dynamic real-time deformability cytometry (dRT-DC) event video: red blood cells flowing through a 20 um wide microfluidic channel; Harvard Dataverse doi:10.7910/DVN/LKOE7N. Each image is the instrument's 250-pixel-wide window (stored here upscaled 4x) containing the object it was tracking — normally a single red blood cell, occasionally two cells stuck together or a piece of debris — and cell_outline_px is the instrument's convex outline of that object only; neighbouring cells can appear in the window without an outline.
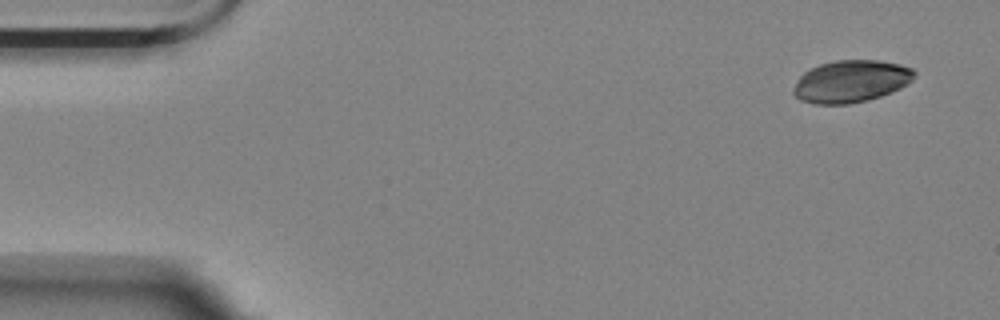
{"species": "Egyptian fruit bat (a non-hibernating species)", "species_latin": "Rousettus aegyptiacus", "temperature_condition": "room temperature", "stored_images_in_passage": 54, "camera_frame_rate_fps": 3000, "um_per_image_px": 0.085, "animal": {"sex": "female"}, "frame": {"image": 1, "passage_image": 1, "time_ms": 0.0, "image_size_px": [1000, 320], "cell_outline_px": [[916, 76], [908, 84], [892, 92], [868, 100], [848, 104], [816, 104], [800, 100], [792, 92], [792, 88], [800, 76], [804, 72], [820, 64], [836, 60], [880, 60], [900, 64], [912, 68], [916, 72]], "centroid_in_image_um": [72.35, 6.91], "position_along_channel_um": 12.6, "area_um2": 29.88}}
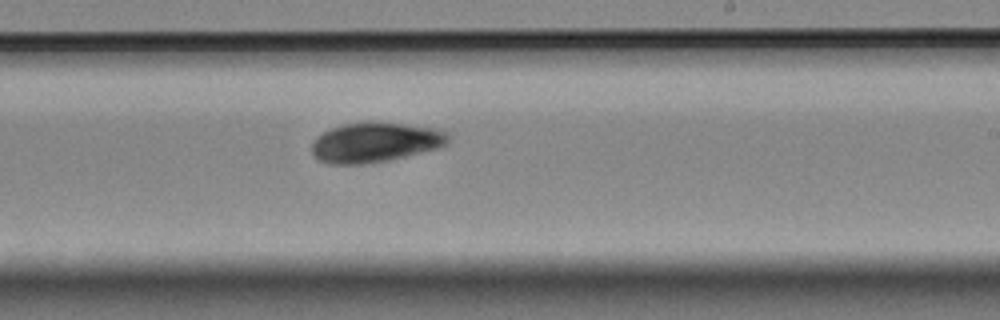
{"frame": {"image": 2, "passage_image": 31, "time_ms": 10.0, "image_size_px": [1000, 320], "cell_outline_px": [[448, 144], [440, 148], [388, 160], [368, 164], [328, 164], [316, 160], [312, 156], [312, 140], [316, 136], [332, 128], [344, 124], [368, 120], [404, 124], [436, 128], [444, 132], [448, 136]], "centroid_in_image_um": [31.84, 12.1], "position_along_channel_um": 257.2, "area_um2": 32.14}}
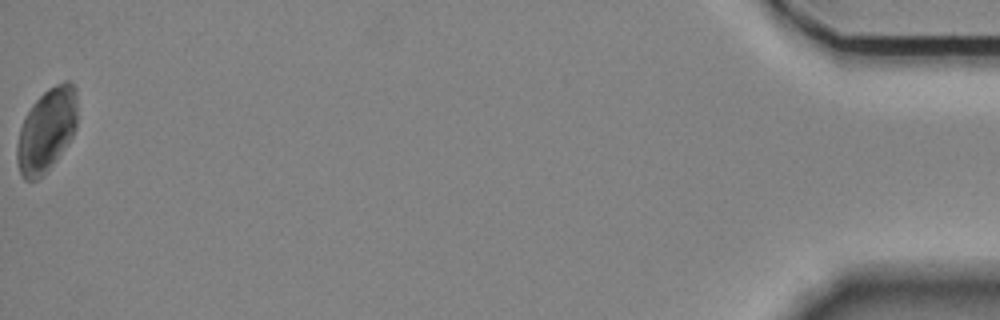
{"frame": {"image": 3, "passage_image": 54, "time_ms": 17.667, "image_size_px": [1000, 320], "cell_outline_px": [[76, 128], [72, 136], [52, 164], [36, 180], [24, 180], [20, 176], [16, 160], [16, 144], [20, 128], [24, 116], [32, 104], [48, 88], [64, 80], [72, 80], [76, 88]], "centroid_in_image_um": [3.94, 11.03], "position_along_channel_um": 431.3, "area_um2": 29.3}}